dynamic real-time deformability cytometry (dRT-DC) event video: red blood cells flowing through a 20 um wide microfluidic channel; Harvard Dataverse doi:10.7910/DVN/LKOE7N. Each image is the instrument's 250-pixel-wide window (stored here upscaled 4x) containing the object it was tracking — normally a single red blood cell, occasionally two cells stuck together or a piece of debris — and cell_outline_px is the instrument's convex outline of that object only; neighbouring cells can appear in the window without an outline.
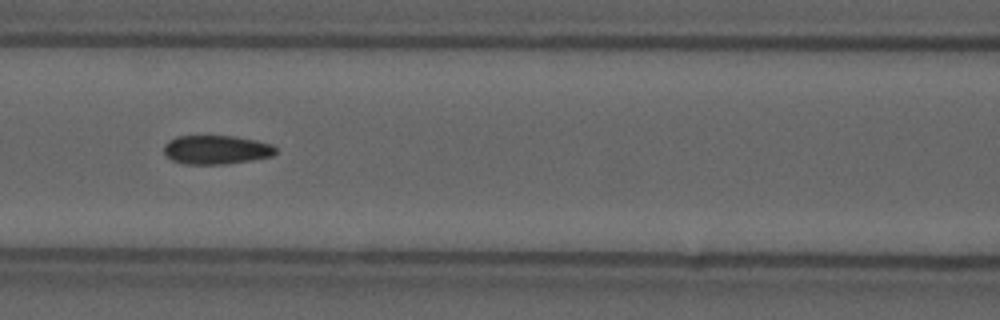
{"species": "common noctule bat (a hibernating species)", "species_latin": "Nyctalus noctula", "temperature_condition": "cold", "stored_images_in_passage": 10, "camera_frame_rate_fps": 3000, "um_per_image_px": 0.085, "animal": {"sex": "male", "forearm_length_mm": 52.5}, "frame": {"image": 1, "passage_image": 6, "time_ms": 1.667, "image_size_px": [1000, 320], "cell_outline_px": [[276, 152], [272, 156], [252, 160], [228, 164], [184, 164], [172, 160], [164, 156], [164, 144], [168, 140], [176, 136], [236, 136], [256, 140], [272, 144], [276, 148]], "centroid_in_image_um": [18.36, 12.73], "position_along_channel_um": 148.2, "area_um2": 19.07}}
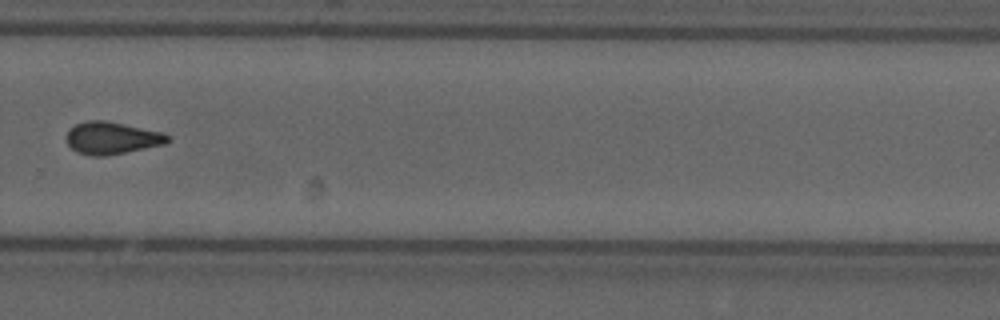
{"frame": {"image": 2, "passage_image": 10, "time_ms": 3.0, "image_size_px": [1000, 320], "cell_outline_px": [[172, 140], [164, 144], [104, 156], [92, 156], [76, 152], [68, 144], [68, 128], [76, 124], [88, 120], [104, 120], [124, 124], [160, 132], [172, 136]], "centroid_in_image_um": [9.51, 11.73], "position_along_channel_um": 320.3, "area_um2": 18.84}}